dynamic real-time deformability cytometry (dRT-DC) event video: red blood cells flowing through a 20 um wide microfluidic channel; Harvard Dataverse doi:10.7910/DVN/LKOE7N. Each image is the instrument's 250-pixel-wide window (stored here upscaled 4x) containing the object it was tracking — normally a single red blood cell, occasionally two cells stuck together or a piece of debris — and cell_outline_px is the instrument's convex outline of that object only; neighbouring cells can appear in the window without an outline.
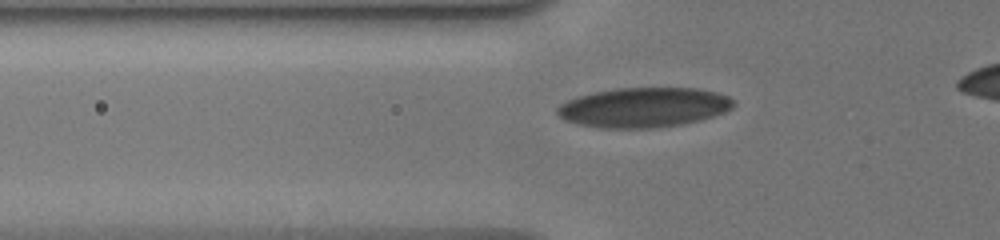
{"species": "human", "species_latin": "Homo sapiens", "temperature_condition": "cold", "stored_images_in_passage": 42, "camera_frame_rate_fps": 3000, "um_per_image_px": 0.085, "donor": {"sex": "male"}, "frame": {"image": 1, "passage_image": 13, "time_ms": 4.0, "image_size_px": [1000, 240], "cell_outline_px": [[736, 104], [732, 108], [724, 112], [700, 120], [684, 124], [660, 128], [596, 128], [564, 120], [556, 112], [556, 108], [560, 104], [576, 96], [592, 92], [616, 88], [700, 88], [716, 92], [728, 96], [736, 100]], "centroid_in_image_um": [54.73, 9.13], "position_along_channel_um": 71.1, "area_um2": 41.33}}
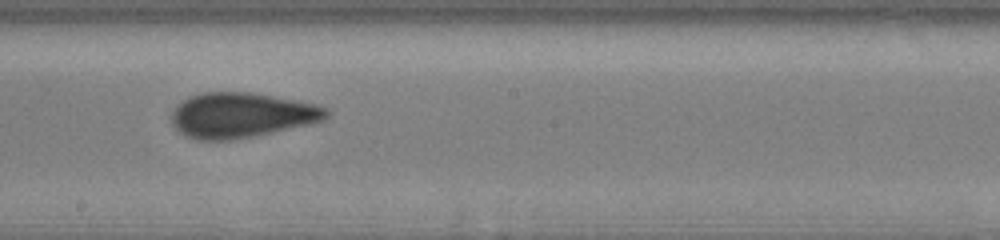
{"frame": {"image": 2, "passage_image": 25, "time_ms": 8.0, "image_size_px": [1000, 240], "cell_outline_px": [[328, 116], [324, 120], [312, 124], [232, 140], [196, 140], [184, 136], [172, 124], [168, 116], [184, 100], [192, 96], [204, 92], [252, 92], [316, 104], [328, 108]], "centroid_in_image_um": [20.52, 9.8], "position_along_channel_um": 227.7, "area_um2": 40.69}}
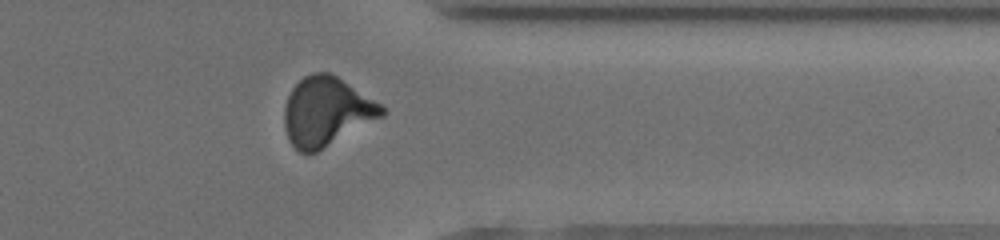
{"frame": {"image": 3, "passage_image": 37, "time_ms": 12.0, "image_size_px": [1000, 240], "cell_outline_px": [[384, 116], [316, 152], [300, 152], [288, 140], [284, 128], [284, 108], [288, 96], [292, 88], [304, 76], [312, 72], [328, 72], [336, 76], [380, 104], [384, 108]], "centroid_in_image_um": [27.71, 9.49], "position_along_channel_um": 383.7, "area_um2": 38.67}}